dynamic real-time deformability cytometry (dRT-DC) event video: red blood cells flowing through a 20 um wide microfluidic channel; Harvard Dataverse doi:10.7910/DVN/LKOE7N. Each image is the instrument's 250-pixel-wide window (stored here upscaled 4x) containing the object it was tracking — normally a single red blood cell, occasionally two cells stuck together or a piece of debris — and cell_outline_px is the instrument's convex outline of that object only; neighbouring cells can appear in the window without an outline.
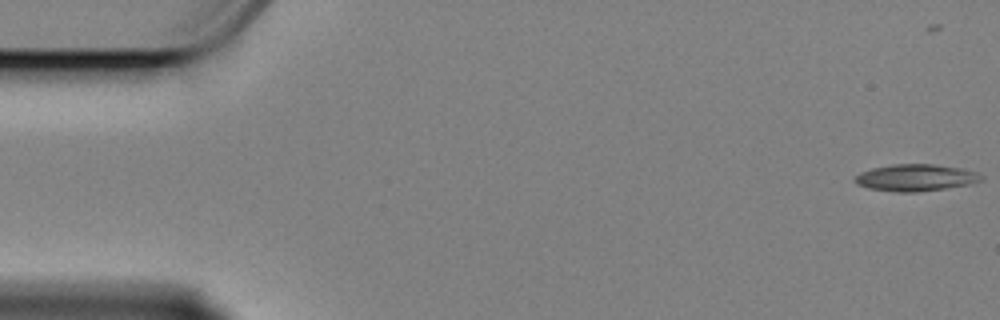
{"species": "Egyptian fruit bat (a non-hibernating species)", "species_latin": "Rousettus aegyptiacus", "temperature_condition": "cold", "stored_images_in_passage": 57, "camera_frame_rate_fps": 3000, "um_per_image_px": 0.085, "animal": {"sex": "female"}, "frame": {"image": 1, "passage_image": 3, "time_ms": 0.667, "image_size_px": [1000, 320], "cell_outline_px": [[984, 180], [968, 184], [944, 188], [916, 192], [896, 192], [872, 188], [856, 184], [856, 176], [860, 172], [872, 168], [892, 164], [932, 164], [964, 168], [976, 172], [984, 176]], "centroid_in_image_um": [77.87, 15.09], "position_along_channel_um": 7.1, "area_um2": 19.59}}
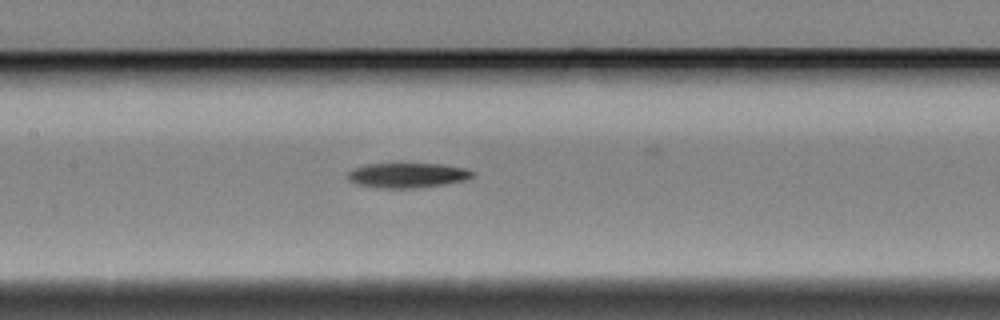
{"frame": {"image": 2, "passage_image": 29, "time_ms": 9.333, "image_size_px": [1000, 320], "cell_outline_px": [[472, 176], [464, 180], [444, 184], [416, 188], [376, 188], [356, 184], [348, 180], [348, 172], [352, 168], [364, 164], [440, 164], [468, 168], [472, 172]], "centroid_in_image_um": [34.57, 14.9], "position_along_channel_um": 172.8, "area_um2": 18.09}}
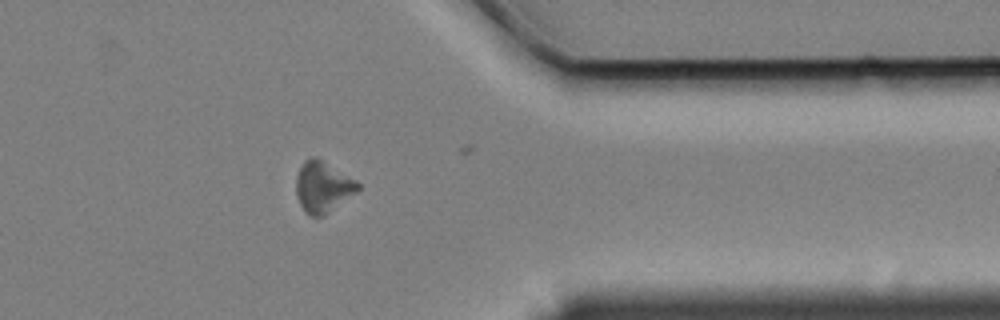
{"frame": {"image": 3, "passage_image": 49, "time_ms": 16.0, "image_size_px": [1000, 320], "cell_outline_px": [[360, 188], [356, 192], [324, 216], [308, 216], [304, 212], [296, 196], [296, 176], [304, 160], [312, 156], [316, 156], [356, 180], [360, 184]], "centroid_in_image_um": [27.42, 15.89], "position_along_channel_um": 384.0, "area_um2": 18.44}}